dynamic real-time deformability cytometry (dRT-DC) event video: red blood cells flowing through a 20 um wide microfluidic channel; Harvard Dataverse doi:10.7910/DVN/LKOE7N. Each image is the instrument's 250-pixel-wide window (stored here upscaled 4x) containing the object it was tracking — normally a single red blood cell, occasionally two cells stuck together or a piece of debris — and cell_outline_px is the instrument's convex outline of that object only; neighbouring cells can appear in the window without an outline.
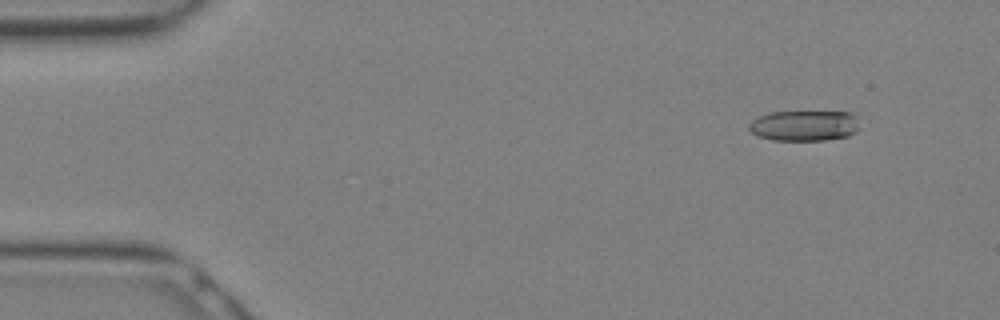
{"species": "Egyptian fruit bat (a non-hibernating species)", "species_latin": "Rousettus aegyptiacus", "temperature_condition": "warm", "stored_images_in_passage": 11, "camera_frame_rate_fps": 3000, "um_per_image_px": 0.085, "animal": {"sex": "female"}, "frame": {"image": 1, "passage_image": 3, "time_ms": 0.667, "image_size_px": [1000, 320], "cell_outline_px": [[860, 128], [856, 132], [848, 136], [824, 140], [772, 140], [760, 136], [752, 132], [748, 128], [748, 124], [752, 120], [768, 112], [848, 112], [856, 116]], "centroid_in_image_um": [68.38, 10.68], "position_along_channel_um": 16.6, "area_um2": 19.71}}
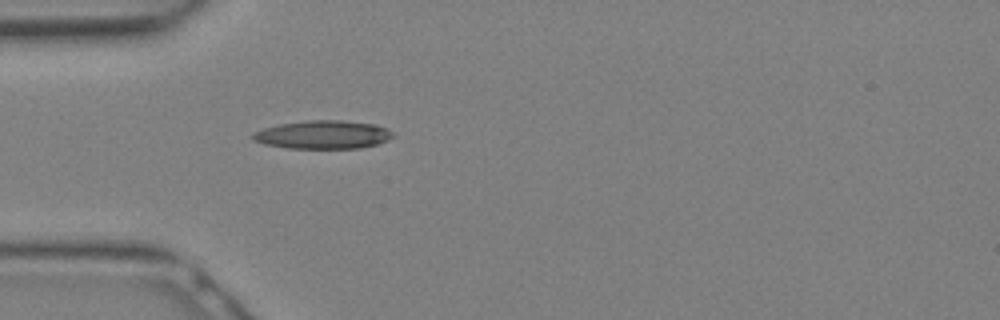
{"frame": {"image": 2, "passage_image": 9, "time_ms": 2.667, "image_size_px": [1000, 320], "cell_outline_px": [[396, 136], [388, 140], [376, 144], [360, 148], [288, 148], [264, 144], [252, 140], [252, 132], [264, 128], [280, 124], [308, 120], [340, 120], [376, 124], [388, 128], [396, 132]], "centroid_in_image_um": [27.5, 11.44], "position_along_channel_um": 57.5, "area_um2": 23.35}}
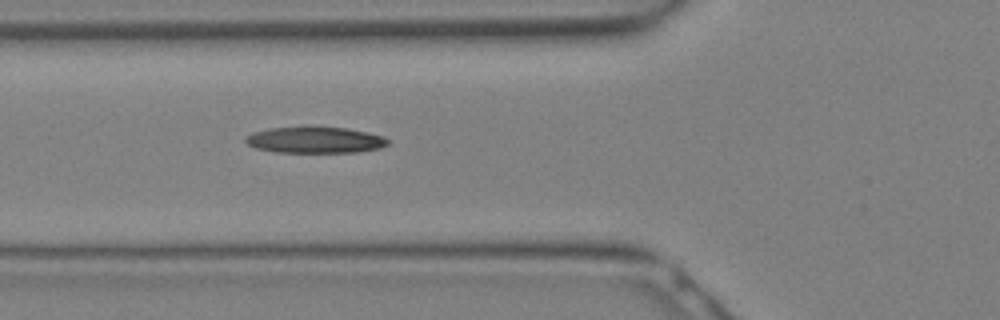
{"frame": {"image": 3, "passage_image": 11, "time_ms": 3.333, "image_size_px": [1000, 320], "cell_outline_px": [[388, 144], [380, 148], [356, 152], [276, 152], [256, 148], [248, 144], [244, 140], [244, 136], [252, 132], [268, 128], [348, 128], [368, 132], [384, 136], [388, 140]], "centroid_in_image_um": [26.77, 11.91], "position_along_channel_um": 99.0, "area_um2": 21.5}}